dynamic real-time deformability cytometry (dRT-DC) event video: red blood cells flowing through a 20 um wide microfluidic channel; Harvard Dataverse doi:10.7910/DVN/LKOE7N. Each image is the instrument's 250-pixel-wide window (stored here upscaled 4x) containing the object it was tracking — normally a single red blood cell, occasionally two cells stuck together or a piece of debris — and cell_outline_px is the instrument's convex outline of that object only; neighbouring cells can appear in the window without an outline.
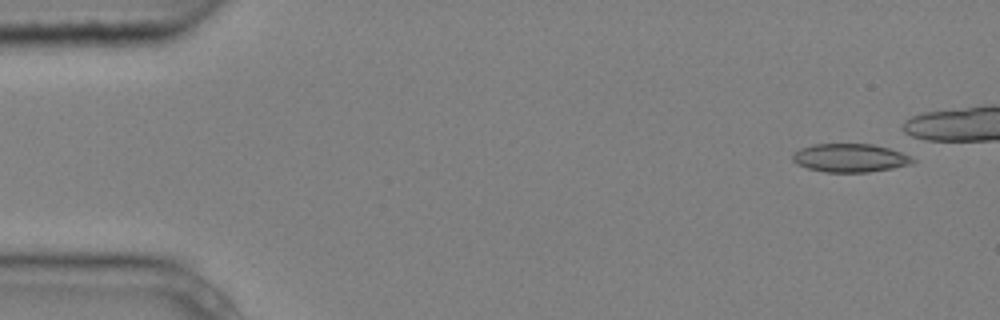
{"species": "common noctule bat (a hibernating species)", "species_latin": "Nyctalus noctula", "temperature_condition": "cold", "stored_images_in_passage": 9, "camera_frame_rate_fps": 3000, "um_per_image_px": 0.085, "animal": {"sex": "male", "body_mass_g": 20.4}, "frame": {"image": 1, "passage_image": 1, "time_ms": 0.0, "image_size_px": [1000, 320], "cell_outline_px": [[916, 160], [912, 164], [892, 168], [868, 172], [824, 172], [808, 168], [796, 164], [792, 160], [792, 156], [800, 148], [812, 144], [872, 144], [888, 148], [912, 156]], "centroid_in_image_um": [72.26, 13.42], "position_along_channel_um": 12.7, "area_um2": 19.88}}
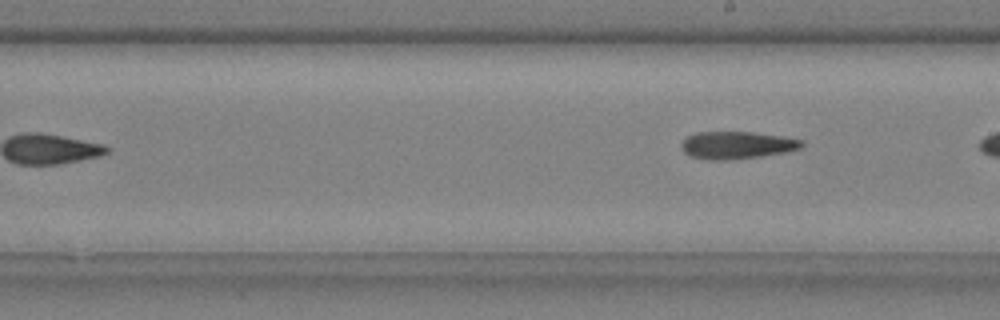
{"frame": {"image": 2, "passage_image": 9, "time_ms": 2.667, "image_size_px": [1000, 320], "cell_outline_px": [[804, 144], [800, 148], [784, 152], [760, 156], [728, 160], [708, 160], [692, 156], [684, 152], [680, 144], [688, 136], [696, 132], [752, 132], [784, 136], [804, 140]], "centroid_in_image_um": [62.64, 12.33], "position_along_channel_um": 226.4, "area_um2": 19.19}}